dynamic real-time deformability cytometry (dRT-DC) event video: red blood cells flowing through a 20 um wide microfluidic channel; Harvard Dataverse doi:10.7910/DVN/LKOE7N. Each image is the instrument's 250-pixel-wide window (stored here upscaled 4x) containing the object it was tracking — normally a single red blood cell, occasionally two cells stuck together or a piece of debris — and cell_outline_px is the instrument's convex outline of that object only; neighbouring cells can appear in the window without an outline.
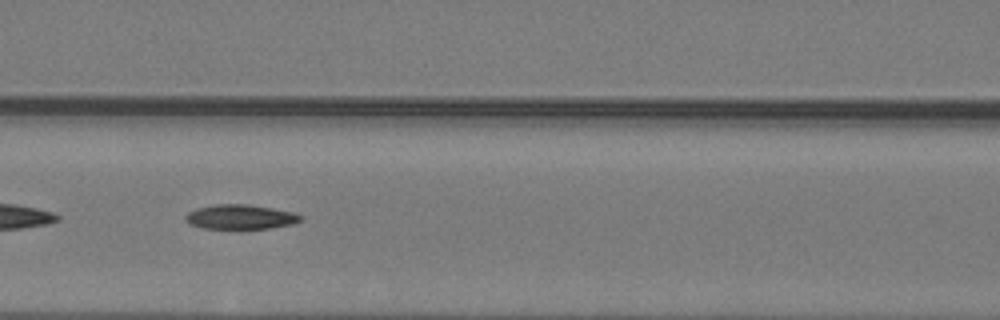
{"species": "common noctule bat (a hibernating species)", "species_latin": "Nyctalus noctula", "temperature_condition": "warm", "stored_images_in_passage": 47, "segment_of_instrument_passage": [2, 2], "camera_frame_rate_fps": 3000, "um_per_image_px": 0.085, "animal": {"sex": "male", "body_mass_g": 19.2, "forearm_length_mm": 51.8}, "frame": {"image": 1, "passage_image": 21, "time_ms": 6.667, "image_size_px": [1000, 320], "cell_outline_px": [[304, 216], [300, 220], [292, 224], [272, 228], [204, 228], [192, 224], [184, 216], [188, 212], [196, 208], [216, 204], [248, 204], [296, 212]], "centroid_in_image_um": [20.49, 18.42], "position_along_channel_um": 146.1, "area_um2": 16.36}}
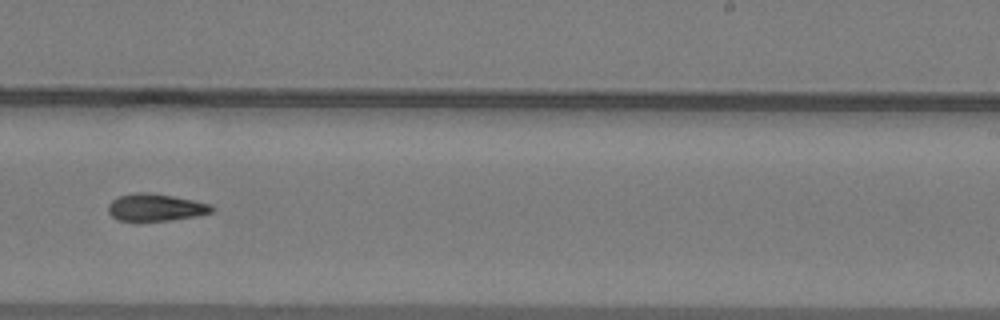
{"frame": {"image": 2, "passage_image": 30, "time_ms": 9.667, "image_size_px": [1000, 320], "cell_outline_px": [[216, 208], [212, 212], [196, 216], [168, 220], [120, 220], [112, 216], [108, 212], [108, 204], [112, 200], [120, 196], [132, 192], [148, 192], [172, 196], [212, 204]], "centroid_in_image_um": [13.24, 17.61], "position_along_channel_um": 275.8, "area_um2": 16.3}}
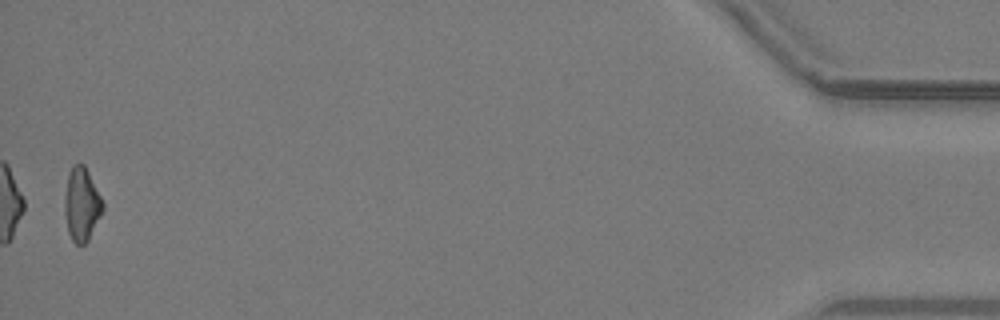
{"frame": {"image": 3, "passage_image": 47, "time_ms": 15.333, "image_size_px": [1000, 320], "cell_outline_px": [[104, 208], [88, 240], [84, 244], [76, 244], [72, 240], [68, 232], [64, 212], [64, 196], [68, 172], [72, 164], [84, 164], [104, 204]], "centroid_in_image_um": [6.91, 17.36], "position_along_channel_um": 428.3, "area_um2": 16.24}}